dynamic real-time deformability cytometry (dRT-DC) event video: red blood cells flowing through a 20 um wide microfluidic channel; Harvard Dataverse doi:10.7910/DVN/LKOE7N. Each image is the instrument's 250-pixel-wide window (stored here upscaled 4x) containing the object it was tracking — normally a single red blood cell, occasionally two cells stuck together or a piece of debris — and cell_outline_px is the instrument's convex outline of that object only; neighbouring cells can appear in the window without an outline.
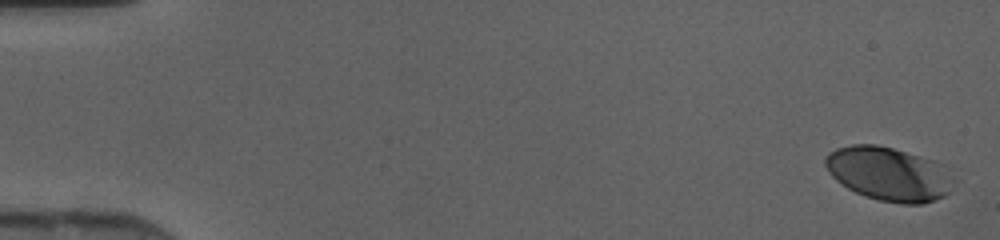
{"species": "human", "species_latin": "Homo sapiens", "temperature_condition": "cold", "stored_images_in_passage": 46, "camera_frame_rate_fps": 3000, "um_per_image_px": 0.085, "donor": {"sex": "female"}, "frame": {"image": 1, "passage_image": 1, "time_ms": 0.0, "image_size_px": [1000, 240], "cell_outline_px": [[960, 180], [952, 192], [944, 196], [920, 204], [904, 204], [880, 200], [864, 196], [848, 188], [836, 180], [828, 172], [824, 164], [824, 156], [828, 152], [836, 148], [852, 144], [876, 144], [892, 148], [936, 160]], "centroid_in_image_um": [75.61, 14.77], "position_along_channel_um": 9.4, "area_um2": 41.04}}
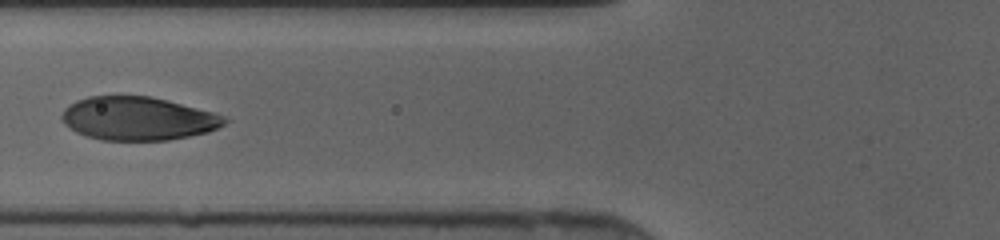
{"frame": {"image": 2, "passage_image": 19, "time_ms": 6.0, "image_size_px": [1000, 240], "cell_outline_px": [[232, 120], [208, 132], [168, 140], [100, 140], [76, 132], [64, 124], [60, 116], [64, 108], [68, 104], [76, 100], [88, 96], [148, 96], [228, 116]], "centroid_in_image_um": [11.7, 10.08], "position_along_channel_um": 114.1, "area_um2": 41.1}}
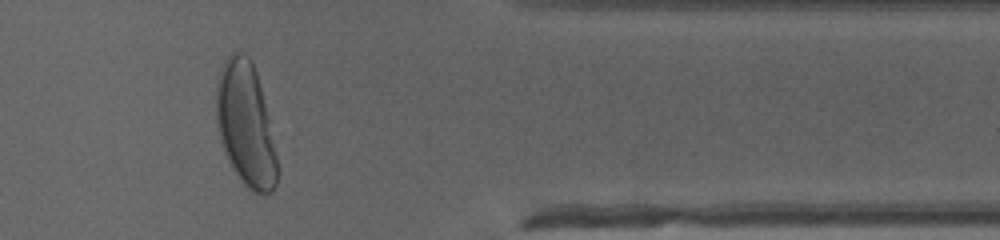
{"frame": {"image": 3, "passage_image": 39, "time_ms": 12.667, "image_size_px": [1000, 240], "cell_outline_px": [[280, 172], [276, 184], [272, 192], [256, 192], [248, 188], [244, 184], [232, 168], [224, 152], [220, 140], [216, 124], [216, 84], [220, 68], [224, 60], [232, 52], [244, 52], [252, 60], [256, 72], [268, 116]], "centroid_in_image_um": [20.87, 10.57], "position_along_channel_um": 390.5, "area_um2": 44.1}}